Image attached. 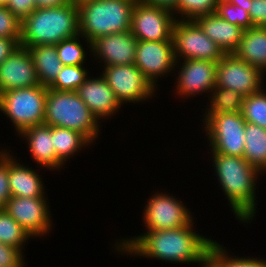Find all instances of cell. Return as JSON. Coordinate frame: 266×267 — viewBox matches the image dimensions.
Here are the masks:
<instances>
[{"mask_svg": "<svg viewBox=\"0 0 266 267\" xmlns=\"http://www.w3.org/2000/svg\"><path fill=\"white\" fill-rule=\"evenodd\" d=\"M216 179L226 197L234 217L240 223H252L256 216V190L263 173L243 157L211 153Z\"/></svg>", "mask_w": 266, "mask_h": 267, "instance_id": "cell-2", "label": "cell"}, {"mask_svg": "<svg viewBox=\"0 0 266 267\" xmlns=\"http://www.w3.org/2000/svg\"><path fill=\"white\" fill-rule=\"evenodd\" d=\"M19 46L20 44L14 38L0 37V64Z\"/></svg>", "mask_w": 266, "mask_h": 267, "instance_id": "cell-39", "label": "cell"}, {"mask_svg": "<svg viewBox=\"0 0 266 267\" xmlns=\"http://www.w3.org/2000/svg\"><path fill=\"white\" fill-rule=\"evenodd\" d=\"M233 53L266 75V27L254 26L244 30L241 42Z\"/></svg>", "mask_w": 266, "mask_h": 267, "instance_id": "cell-22", "label": "cell"}, {"mask_svg": "<svg viewBox=\"0 0 266 267\" xmlns=\"http://www.w3.org/2000/svg\"><path fill=\"white\" fill-rule=\"evenodd\" d=\"M85 1H88V0H70L71 3L75 4V5H79Z\"/></svg>", "mask_w": 266, "mask_h": 267, "instance_id": "cell-44", "label": "cell"}, {"mask_svg": "<svg viewBox=\"0 0 266 267\" xmlns=\"http://www.w3.org/2000/svg\"><path fill=\"white\" fill-rule=\"evenodd\" d=\"M78 34L77 5L37 8L22 20L20 46L56 45Z\"/></svg>", "mask_w": 266, "mask_h": 267, "instance_id": "cell-3", "label": "cell"}, {"mask_svg": "<svg viewBox=\"0 0 266 267\" xmlns=\"http://www.w3.org/2000/svg\"><path fill=\"white\" fill-rule=\"evenodd\" d=\"M219 2L220 0H177L172 12L176 20H195L201 16L215 14Z\"/></svg>", "mask_w": 266, "mask_h": 267, "instance_id": "cell-30", "label": "cell"}, {"mask_svg": "<svg viewBox=\"0 0 266 267\" xmlns=\"http://www.w3.org/2000/svg\"><path fill=\"white\" fill-rule=\"evenodd\" d=\"M69 3L70 0H35L36 9L64 6Z\"/></svg>", "mask_w": 266, "mask_h": 267, "instance_id": "cell-40", "label": "cell"}, {"mask_svg": "<svg viewBox=\"0 0 266 267\" xmlns=\"http://www.w3.org/2000/svg\"><path fill=\"white\" fill-rule=\"evenodd\" d=\"M47 89L40 84L0 93V113L11 120L15 135L25 128L43 124Z\"/></svg>", "mask_w": 266, "mask_h": 267, "instance_id": "cell-6", "label": "cell"}, {"mask_svg": "<svg viewBox=\"0 0 266 267\" xmlns=\"http://www.w3.org/2000/svg\"><path fill=\"white\" fill-rule=\"evenodd\" d=\"M43 124L73 129L93 145L100 136V122L76 91L47 89Z\"/></svg>", "mask_w": 266, "mask_h": 267, "instance_id": "cell-5", "label": "cell"}, {"mask_svg": "<svg viewBox=\"0 0 266 267\" xmlns=\"http://www.w3.org/2000/svg\"><path fill=\"white\" fill-rule=\"evenodd\" d=\"M202 117L210 153L243 157L246 121L241 112L204 113Z\"/></svg>", "mask_w": 266, "mask_h": 267, "instance_id": "cell-7", "label": "cell"}, {"mask_svg": "<svg viewBox=\"0 0 266 267\" xmlns=\"http://www.w3.org/2000/svg\"><path fill=\"white\" fill-rule=\"evenodd\" d=\"M10 0H0V6H7Z\"/></svg>", "mask_w": 266, "mask_h": 267, "instance_id": "cell-45", "label": "cell"}, {"mask_svg": "<svg viewBox=\"0 0 266 267\" xmlns=\"http://www.w3.org/2000/svg\"><path fill=\"white\" fill-rule=\"evenodd\" d=\"M11 153V154H10ZM13 152L8 150V180L11 196L17 197H47L42 175L37 169H32L29 165L23 164ZM36 170V171H35Z\"/></svg>", "mask_w": 266, "mask_h": 267, "instance_id": "cell-20", "label": "cell"}, {"mask_svg": "<svg viewBox=\"0 0 266 267\" xmlns=\"http://www.w3.org/2000/svg\"><path fill=\"white\" fill-rule=\"evenodd\" d=\"M37 71L39 83L49 87L58 77L63 65L55 45H37L27 48Z\"/></svg>", "mask_w": 266, "mask_h": 267, "instance_id": "cell-23", "label": "cell"}, {"mask_svg": "<svg viewBox=\"0 0 266 267\" xmlns=\"http://www.w3.org/2000/svg\"><path fill=\"white\" fill-rule=\"evenodd\" d=\"M227 250L224 245L215 240L210 251V260L217 267H266V260L263 258L238 257L234 254L231 256Z\"/></svg>", "mask_w": 266, "mask_h": 267, "instance_id": "cell-29", "label": "cell"}, {"mask_svg": "<svg viewBox=\"0 0 266 267\" xmlns=\"http://www.w3.org/2000/svg\"><path fill=\"white\" fill-rule=\"evenodd\" d=\"M53 145L56 155L58 156V171L64 169V165L69 158H73L79 150H84L86 147L93 144L80 132L53 126Z\"/></svg>", "mask_w": 266, "mask_h": 267, "instance_id": "cell-24", "label": "cell"}, {"mask_svg": "<svg viewBox=\"0 0 266 267\" xmlns=\"http://www.w3.org/2000/svg\"><path fill=\"white\" fill-rule=\"evenodd\" d=\"M134 0H88L79 5V33L91 43L102 36L130 31Z\"/></svg>", "mask_w": 266, "mask_h": 267, "instance_id": "cell-4", "label": "cell"}, {"mask_svg": "<svg viewBox=\"0 0 266 267\" xmlns=\"http://www.w3.org/2000/svg\"><path fill=\"white\" fill-rule=\"evenodd\" d=\"M76 92L100 123L112 118L122 107L101 74L98 77L89 74Z\"/></svg>", "mask_w": 266, "mask_h": 267, "instance_id": "cell-18", "label": "cell"}, {"mask_svg": "<svg viewBox=\"0 0 266 267\" xmlns=\"http://www.w3.org/2000/svg\"><path fill=\"white\" fill-rule=\"evenodd\" d=\"M175 63L172 40H138L134 64L156 89L158 79L174 73Z\"/></svg>", "mask_w": 266, "mask_h": 267, "instance_id": "cell-15", "label": "cell"}, {"mask_svg": "<svg viewBox=\"0 0 266 267\" xmlns=\"http://www.w3.org/2000/svg\"><path fill=\"white\" fill-rule=\"evenodd\" d=\"M227 2L239 6L249 12L251 8V0H226Z\"/></svg>", "mask_w": 266, "mask_h": 267, "instance_id": "cell-42", "label": "cell"}, {"mask_svg": "<svg viewBox=\"0 0 266 267\" xmlns=\"http://www.w3.org/2000/svg\"><path fill=\"white\" fill-rule=\"evenodd\" d=\"M217 64L218 62L207 60H177L174 70L178 71L174 82L176 89L173 88L175 95L182 99H191L205 93L204 95L209 97L215 88ZM177 68L179 70H176Z\"/></svg>", "mask_w": 266, "mask_h": 267, "instance_id": "cell-14", "label": "cell"}, {"mask_svg": "<svg viewBox=\"0 0 266 267\" xmlns=\"http://www.w3.org/2000/svg\"><path fill=\"white\" fill-rule=\"evenodd\" d=\"M48 197L12 196L4 207L6 212L17 222L27 234L35 239L45 237L51 232L54 220L50 211ZM35 237V238H34Z\"/></svg>", "mask_w": 266, "mask_h": 267, "instance_id": "cell-12", "label": "cell"}, {"mask_svg": "<svg viewBox=\"0 0 266 267\" xmlns=\"http://www.w3.org/2000/svg\"><path fill=\"white\" fill-rule=\"evenodd\" d=\"M40 85L27 48L19 46L0 64V93Z\"/></svg>", "mask_w": 266, "mask_h": 267, "instance_id": "cell-17", "label": "cell"}, {"mask_svg": "<svg viewBox=\"0 0 266 267\" xmlns=\"http://www.w3.org/2000/svg\"><path fill=\"white\" fill-rule=\"evenodd\" d=\"M244 136L243 158L250 165L266 174V129L246 122Z\"/></svg>", "mask_w": 266, "mask_h": 267, "instance_id": "cell-25", "label": "cell"}, {"mask_svg": "<svg viewBox=\"0 0 266 267\" xmlns=\"http://www.w3.org/2000/svg\"><path fill=\"white\" fill-rule=\"evenodd\" d=\"M137 44L131 31L113 33L95 39L91 43V55L103 67L134 64Z\"/></svg>", "mask_w": 266, "mask_h": 267, "instance_id": "cell-16", "label": "cell"}, {"mask_svg": "<svg viewBox=\"0 0 266 267\" xmlns=\"http://www.w3.org/2000/svg\"><path fill=\"white\" fill-rule=\"evenodd\" d=\"M264 76L234 53H225L217 64L215 87L231 89L246 97L264 88Z\"/></svg>", "mask_w": 266, "mask_h": 267, "instance_id": "cell-11", "label": "cell"}, {"mask_svg": "<svg viewBox=\"0 0 266 267\" xmlns=\"http://www.w3.org/2000/svg\"><path fill=\"white\" fill-rule=\"evenodd\" d=\"M249 15L253 26L266 27V0H251Z\"/></svg>", "mask_w": 266, "mask_h": 267, "instance_id": "cell-38", "label": "cell"}, {"mask_svg": "<svg viewBox=\"0 0 266 267\" xmlns=\"http://www.w3.org/2000/svg\"><path fill=\"white\" fill-rule=\"evenodd\" d=\"M216 14L220 18L240 26L243 30L254 27L248 11L226 0H220L217 5Z\"/></svg>", "mask_w": 266, "mask_h": 267, "instance_id": "cell-33", "label": "cell"}, {"mask_svg": "<svg viewBox=\"0 0 266 267\" xmlns=\"http://www.w3.org/2000/svg\"><path fill=\"white\" fill-rule=\"evenodd\" d=\"M194 221L185 227L145 231L137 236L118 239L115 252L131 257L150 258L180 264L204 265L210 259L215 240L196 233ZM207 237V238H206ZM117 248V249H116ZM148 257V258H147ZM195 263V264H194Z\"/></svg>", "mask_w": 266, "mask_h": 267, "instance_id": "cell-1", "label": "cell"}, {"mask_svg": "<svg viewBox=\"0 0 266 267\" xmlns=\"http://www.w3.org/2000/svg\"><path fill=\"white\" fill-rule=\"evenodd\" d=\"M22 21L6 6H0V37L14 38L20 44Z\"/></svg>", "mask_w": 266, "mask_h": 267, "instance_id": "cell-34", "label": "cell"}, {"mask_svg": "<svg viewBox=\"0 0 266 267\" xmlns=\"http://www.w3.org/2000/svg\"><path fill=\"white\" fill-rule=\"evenodd\" d=\"M144 3L150 4V5H155L164 9H168L170 11H173L177 0H141Z\"/></svg>", "mask_w": 266, "mask_h": 267, "instance_id": "cell-41", "label": "cell"}, {"mask_svg": "<svg viewBox=\"0 0 266 267\" xmlns=\"http://www.w3.org/2000/svg\"><path fill=\"white\" fill-rule=\"evenodd\" d=\"M176 19L172 11L136 1L131 20V34L142 41L171 40Z\"/></svg>", "mask_w": 266, "mask_h": 267, "instance_id": "cell-13", "label": "cell"}, {"mask_svg": "<svg viewBox=\"0 0 266 267\" xmlns=\"http://www.w3.org/2000/svg\"><path fill=\"white\" fill-rule=\"evenodd\" d=\"M8 180V149H0V208H4L11 198Z\"/></svg>", "mask_w": 266, "mask_h": 267, "instance_id": "cell-36", "label": "cell"}, {"mask_svg": "<svg viewBox=\"0 0 266 267\" xmlns=\"http://www.w3.org/2000/svg\"><path fill=\"white\" fill-rule=\"evenodd\" d=\"M29 238L31 239L23 227L4 208H0V242L16 247L23 252Z\"/></svg>", "mask_w": 266, "mask_h": 267, "instance_id": "cell-28", "label": "cell"}, {"mask_svg": "<svg viewBox=\"0 0 266 267\" xmlns=\"http://www.w3.org/2000/svg\"><path fill=\"white\" fill-rule=\"evenodd\" d=\"M143 209L146 231L176 229L189 225L194 219L189 208L176 196L165 191L153 192Z\"/></svg>", "mask_w": 266, "mask_h": 267, "instance_id": "cell-10", "label": "cell"}, {"mask_svg": "<svg viewBox=\"0 0 266 267\" xmlns=\"http://www.w3.org/2000/svg\"><path fill=\"white\" fill-rule=\"evenodd\" d=\"M29 148L31 159L40 168L56 171L58 169V156L53 145V126L46 124L25 128L19 135ZM45 167V168H44Z\"/></svg>", "mask_w": 266, "mask_h": 267, "instance_id": "cell-19", "label": "cell"}, {"mask_svg": "<svg viewBox=\"0 0 266 267\" xmlns=\"http://www.w3.org/2000/svg\"><path fill=\"white\" fill-rule=\"evenodd\" d=\"M244 97L231 89L215 87L208 97L210 100L203 113L241 112Z\"/></svg>", "mask_w": 266, "mask_h": 267, "instance_id": "cell-27", "label": "cell"}, {"mask_svg": "<svg viewBox=\"0 0 266 267\" xmlns=\"http://www.w3.org/2000/svg\"><path fill=\"white\" fill-rule=\"evenodd\" d=\"M85 68L84 66H63L56 80L48 88L57 91H76L90 74Z\"/></svg>", "mask_w": 266, "mask_h": 267, "instance_id": "cell-32", "label": "cell"}, {"mask_svg": "<svg viewBox=\"0 0 266 267\" xmlns=\"http://www.w3.org/2000/svg\"><path fill=\"white\" fill-rule=\"evenodd\" d=\"M175 60L219 62L223 50L201 30L194 20H176L171 35Z\"/></svg>", "mask_w": 266, "mask_h": 267, "instance_id": "cell-8", "label": "cell"}, {"mask_svg": "<svg viewBox=\"0 0 266 267\" xmlns=\"http://www.w3.org/2000/svg\"><path fill=\"white\" fill-rule=\"evenodd\" d=\"M102 69L101 75L113 90L122 107L125 103L132 105V103L148 102L150 98L153 100L156 96L155 93L158 89L151 84L135 64L112 65L102 67Z\"/></svg>", "mask_w": 266, "mask_h": 267, "instance_id": "cell-9", "label": "cell"}, {"mask_svg": "<svg viewBox=\"0 0 266 267\" xmlns=\"http://www.w3.org/2000/svg\"><path fill=\"white\" fill-rule=\"evenodd\" d=\"M25 256L16 247L0 242V267H25Z\"/></svg>", "mask_w": 266, "mask_h": 267, "instance_id": "cell-35", "label": "cell"}, {"mask_svg": "<svg viewBox=\"0 0 266 267\" xmlns=\"http://www.w3.org/2000/svg\"><path fill=\"white\" fill-rule=\"evenodd\" d=\"M82 40H85V45H88L86 49H89V52H91V42L84 38L81 34L64 39L55 45L57 55L63 66H84L88 53L85 49V45L83 46V43H81Z\"/></svg>", "mask_w": 266, "mask_h": 267, "instance_id": "cell-26", "label": "cell"}, {"mask_svg": "<svg viewBox=\"0 0 266 267\" xmlns=\"http://www.w3.org/2000/svg\"><path fill=\"white\" fill-rule=\"evenodd\" d=\"M200 267H217L210 259Z\"/></svg>", "mask_w": 266, "mask_h": 267, "instance_id": "cell-43", "label": "cell"}, {"mask_svg": "<svg viewBox=\"0 0 266 267\" xmlns=\"http://www.w3.org/2000/svg\"><path fill=\"white\" fill-rule=\"evenodd\" d=\"M266 87L259 92L244 97L241 114L248 123L266 129Z\"/></svg>", "mask_w": 266, "mask_h": 267, "instance_id": "cell-31", "label": "cell"}, {"mask_svg": "<svg viewBox=\"0 0 266 267\" xmlns=\"http://www.w3.org/2000/svg\"><path fill=\"white\" fill-rule=\"evenodd\" d=\"M6 7L21 21L36 9L35 0H10Z\"/></svg>", "mask_w": 266, "mask_h": 267, "instance_id": "cell-37", "label": "cell"}, {"mask_svg": "<svg viewBox=\"0 0 266 267\" xmlns=\"http://www.w3.org/2000/svg\"><path fill=\"white\" fill-rule=\"evenodd\" d=\"M194 21L224 53H233L238 48L244 31L240 26L220 18L216 13L198 17Z\"/></svg>", "mask_w": 266, "mask_h": 267, "instance_id": "cell-21", "label": "cell"}]
</instances>
